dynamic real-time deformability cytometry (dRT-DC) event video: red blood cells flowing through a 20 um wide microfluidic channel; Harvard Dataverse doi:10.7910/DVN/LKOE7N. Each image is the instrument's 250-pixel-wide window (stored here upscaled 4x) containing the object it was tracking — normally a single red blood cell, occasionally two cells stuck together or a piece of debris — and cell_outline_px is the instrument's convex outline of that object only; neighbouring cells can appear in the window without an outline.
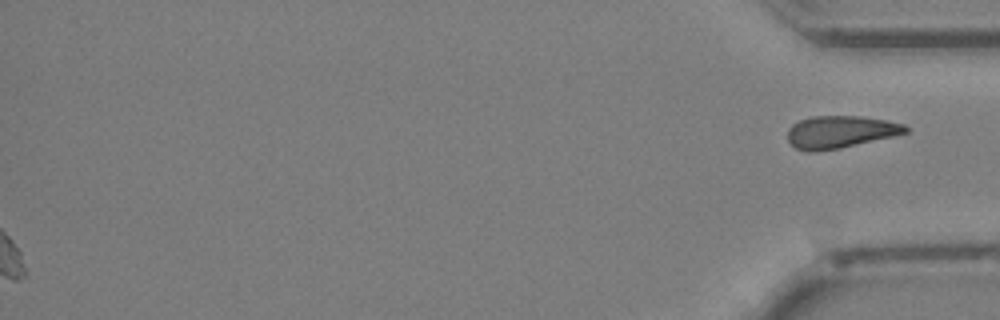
{"species": "Egyptian fruit bat (a non-hibernating species)", "species_latin": "Rousettus aegyptiacus", "temperature_condition": "cold", "stored_images_in_passage": 39, "segment_of_instrument_passage": [2, 2], "camera_frame_rate_fps": 3000, "um_per_image_px": 0.085, "animal": {"sex": "female"}, "frame": {"image": 1, "passage_image": 39, "time_ms": 12.667, "image_size_px": [1000, 320], "cell_outline_px": [[908, 132], [892, 136], [840, 148], [812, 152], [796, 148], [788, 140], [788, 128], [792, 124], [800, 120], [812, 116], [864, 116], [904, 124], [908, 128]], "centroid_in_image_um": [71.4, 11.2], "position_along_channel_um": 363.8, "area_um2": 22.02}}